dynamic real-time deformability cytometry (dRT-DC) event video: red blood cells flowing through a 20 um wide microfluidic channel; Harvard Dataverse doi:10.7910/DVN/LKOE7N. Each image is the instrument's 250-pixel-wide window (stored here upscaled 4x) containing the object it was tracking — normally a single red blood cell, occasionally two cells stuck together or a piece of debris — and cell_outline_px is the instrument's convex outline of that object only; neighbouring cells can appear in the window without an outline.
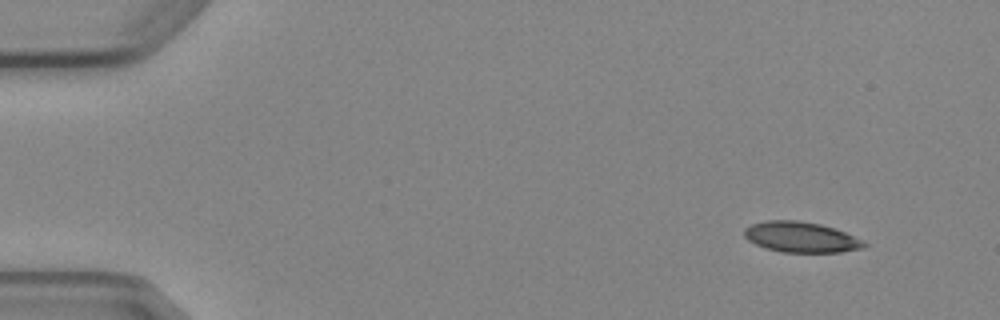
{"species": "Egyptian fruit bat (a non-hibernating species)", "species_latin": "Rousettus aegyptiacus", "temperature_condition": "cold", "stored_images_in_passage": 4, "camera_frame_rate_fps": 3000, "um_per_image_px": 0.085, "animal": {"sex": "female"}, "frame": {"image": 1, "passage_image": 1, "time_ms": 0.0, "image_size_px": [1000, 320], "cell_outline_px": [[868, 244], [864, 248], [840, 252], [780, 252], [764, 248], [748, 240], [744, 236], [744, 228], [752, 224], [768, 220], [800, 220], [820, 224], [844, 232]], "centroid_in_image_um": [68.04, 20.16], "position_along_channel_um": 17.0, "area_um2": 21.21}}
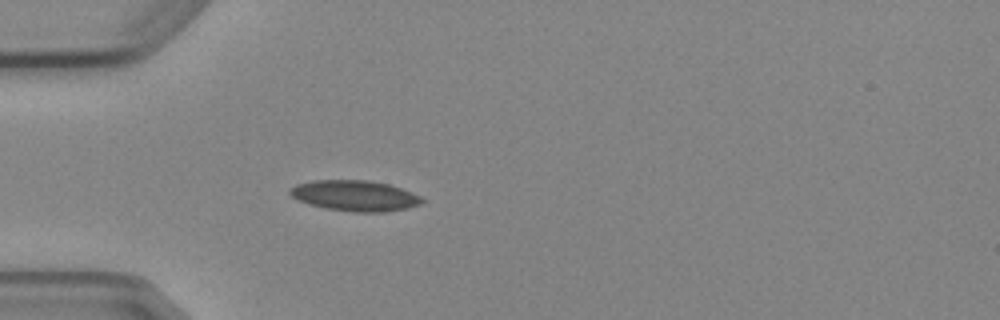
{"frame": {"image": 2, "passage_image": 4, "time_ms": 3.667, "image_size_px": [1000, 320], "cell_outline_px": [[424, 200], [420, 204], [404, 208], [384, 212], [352, 212], [328, 208], [308, 204], [296, 200], [288, 192], [288, 188], [296, 184], [312, 180], [368, 180], [388, 184], [412, 192], [420, 196]], "centroid_in_image_um": [30.11, 16.62], "position_along_channel_um": 54.9, "area_um2": 23.58}}